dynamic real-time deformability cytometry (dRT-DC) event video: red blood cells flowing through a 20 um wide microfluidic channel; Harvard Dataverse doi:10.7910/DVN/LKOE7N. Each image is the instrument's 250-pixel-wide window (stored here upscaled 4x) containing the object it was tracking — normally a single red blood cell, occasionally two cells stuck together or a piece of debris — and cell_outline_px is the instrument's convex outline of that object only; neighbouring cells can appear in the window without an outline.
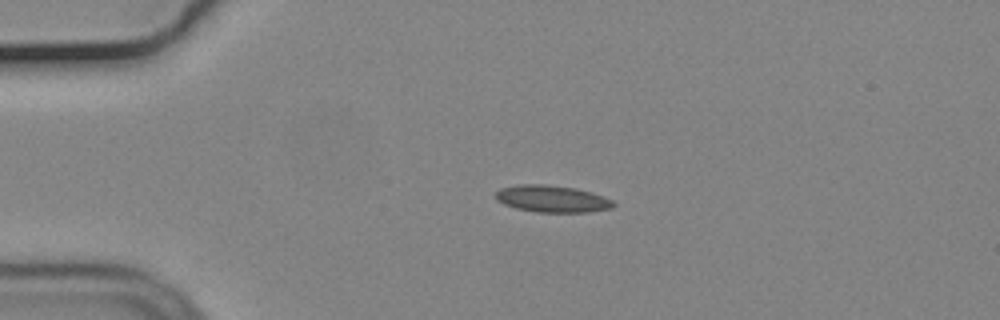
{"species": "common noctule bat (a hibernating species)", "species_latin": "Nyctalus noctula", "temperature_condition": "cold", "stored_images_in_passage": 43, "camera_frame_rate_fps": 3000, "um_per_image_px": 0.085, "animal": {"sex": "male", "body_mass_g": 19.2, "forearm_length_mm": 51.8}, "frame": {"image": 1, "passage_image": 1, "time_ms": 0.0, "image_size_px": [1000, 320], "cell_outline_px": [[616, 204], [612, 208], [588, 212], [536, 212], [516, 208], [504, 204], [496, 200], [496, 192], [500, 188], [520, 184], [544, 184], [576, 188], [592, 192], [604, 196], [612, 200]], "centroid_in_image_um": [46.94, 16.89], "position_along_channel_um": 38.1, "area_um2": 18.55}}
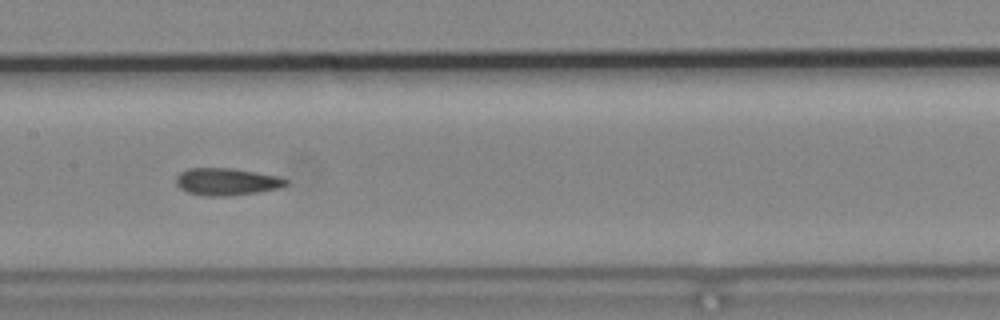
{"frame": {"image": 2, "passage_image": 16, "time_ms": 5.0, "image_size_px": [1000, 320], "cell_outline_px": [[288, 184], [280, 188], [256, 192], [228, 196], [204, 196], [188, 192], [180, 188], [176, 184], [176, 176], [180, 172], [188, 168], [232, 168], [280, 176], [288, 180]], "centroid_in_image_um": [19.27, 15.44], "position_along_channel_um": 188.1, "area_um2": 17.51}}
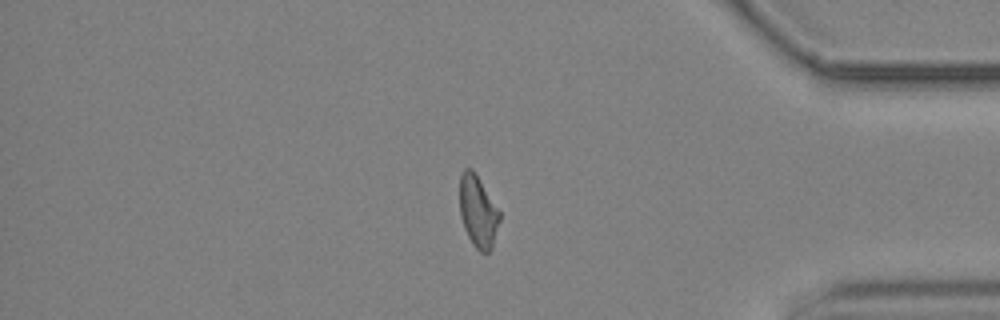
{"frame": {"image": 3, "passage_image": 35, "time_ms": 11.333, "image_size_px": [1000, 320], "cell_outline_px": [[500, 220], [492, 248], [488, 252], [480, 252], [472, 244], [464, 228], [460, 216], [460, 172], [464, 168], [472, 168], [500, 212]], "centroid_in_image_um": [40.62, 17.98], "position_along_channel_um": 394.6, "area_um2": 16.65}, "authors_computed_cell_mechanics": {"area_um2": 17.1088, "velocity_mm_per_s": 3.7032, "shape_relaxation_time_tau1_ms": null, "shape_relaxation_time_tau2_ms": 2.7124, "deformation_change_tau1": null, "deformation_change_tau2": 0.094}}